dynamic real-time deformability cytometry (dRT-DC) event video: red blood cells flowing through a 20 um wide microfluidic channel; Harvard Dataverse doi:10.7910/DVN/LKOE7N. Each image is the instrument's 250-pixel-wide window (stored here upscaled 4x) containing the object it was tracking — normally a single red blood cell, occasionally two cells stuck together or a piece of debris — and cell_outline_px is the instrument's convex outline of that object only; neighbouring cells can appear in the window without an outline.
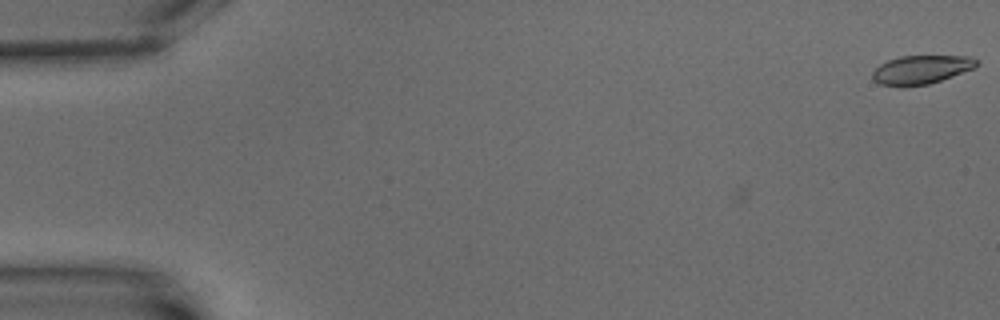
{"species": "common noctule bat (a hibernating species)", "species_latin": "Nyctalus noctula", "temperature_condition": "warm", "stored_images_in_passage": 2, "camera_frame_rate_fps": 3000, "um_per_image_px": 0.085, "animal": {"sex": "male", "body_mass_g": 15.6}, "frame": {"image": 1, "passage_image": 2, "time_ms": 1.333, "image_size_px": [1000, 320], "cell_outline_px": [[980, 64], [976, 68], [928, 84], [904, 88], [900, 88], [880, 84], [872, 80], [872, 72], [880, 64], [888, 60], [900, 56], [972, 56], [980, 60]], "centroid_in_image_um": [78.32, 5.93], "position_along_channel_um": 6.7, "area_um2": 17.86}}